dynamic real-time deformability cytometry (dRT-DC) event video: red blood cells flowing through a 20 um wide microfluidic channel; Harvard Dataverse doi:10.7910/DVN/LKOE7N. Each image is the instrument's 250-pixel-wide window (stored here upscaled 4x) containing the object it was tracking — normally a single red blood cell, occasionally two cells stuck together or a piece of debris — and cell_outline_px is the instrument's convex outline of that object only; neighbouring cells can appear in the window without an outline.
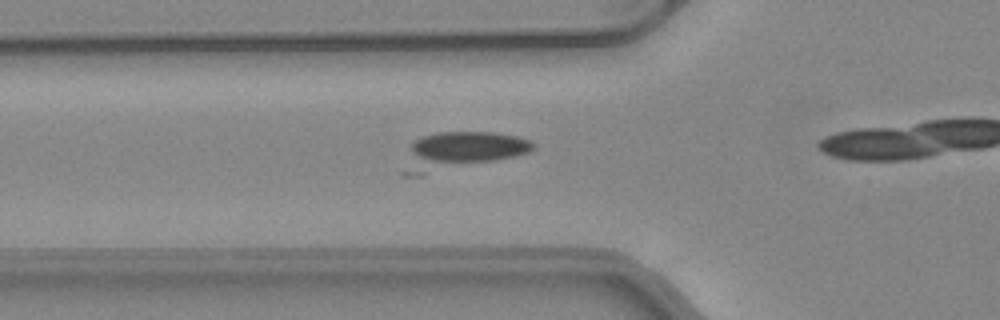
{"species": "common noctule bat (a hibernating species)", "species_latin": "Nyctalus noctula", "temperature_condition": "warm", "stored_images_in_passage": 46, "camera_frame_rate_fps": 3000, "um_per_image_px": 0.085, "animal": {"sex": "female", "body_mass_g": 24.6, "forearm_length_mm": 56.2}, "frame": {"image": 1, "passage_image": 12, "time_ms": 3.667, "image_size_px": [1000, 320], "cell_outline_px": [[536, 144], [528, 152], [516, 156], [420, 176], [404, 176], [400, 172], [412, 144], [416, 140], [424, 136], [440, 132], [492, 132], [516, 136], [528, 140]], "centroid_in_image_um": [39.15, 12.85], "position_along_channel_um": 86.7, "area_um2": 28.15}}
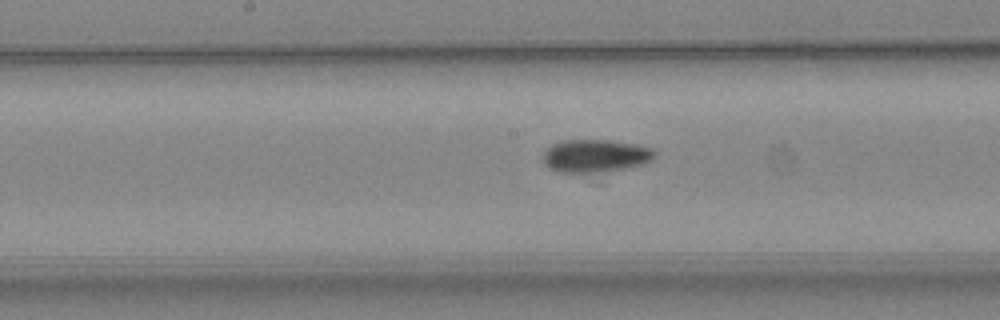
{"frame": {"image": 2, "passage_image": 20, "time_ms": 6.333, "image_size_px": [1000, 320], "cell_outline_px": [[656, 156], [652, 160], [644, 164], [624, 168], [596, 172], [560, 172], [548, 168], [540, 160], [544, 152], [552, 144], [560, 140], [608, 140], [636, 144], [652, 148], [656, 152]], "centroid_in_image_um": [50.58, 13.24], "position_along_channel_um": 197.6, "area_um2": 21.5}}
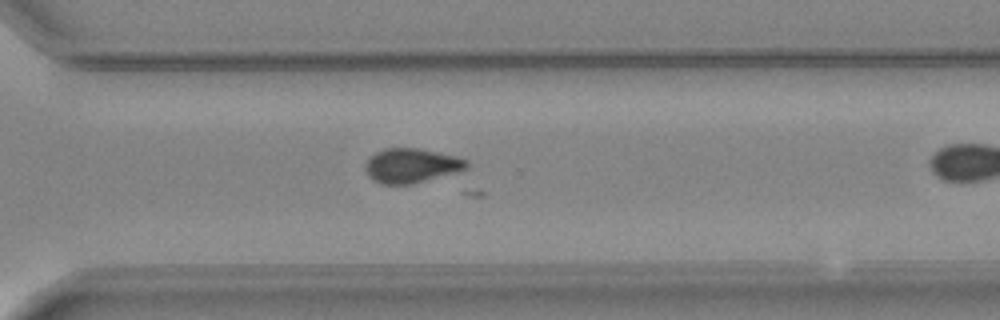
{"frame": {"image": 3, "passage_image": 30, "time_ms": 9.667, "image_size_px": [1000, 320], "cell_outline_px": [[468, 168], [460, 172], [412, 184], [380, 184], [372, 180], [368, 176], [364, 168], [364, 164], [376, 152], [384, 148], [420, 148], [456, 156], [468, 160]], "centroid_in_image_um": [34.98, 14.08], "position_along_channel_um": 335.6, "area_um2": 20.63}}